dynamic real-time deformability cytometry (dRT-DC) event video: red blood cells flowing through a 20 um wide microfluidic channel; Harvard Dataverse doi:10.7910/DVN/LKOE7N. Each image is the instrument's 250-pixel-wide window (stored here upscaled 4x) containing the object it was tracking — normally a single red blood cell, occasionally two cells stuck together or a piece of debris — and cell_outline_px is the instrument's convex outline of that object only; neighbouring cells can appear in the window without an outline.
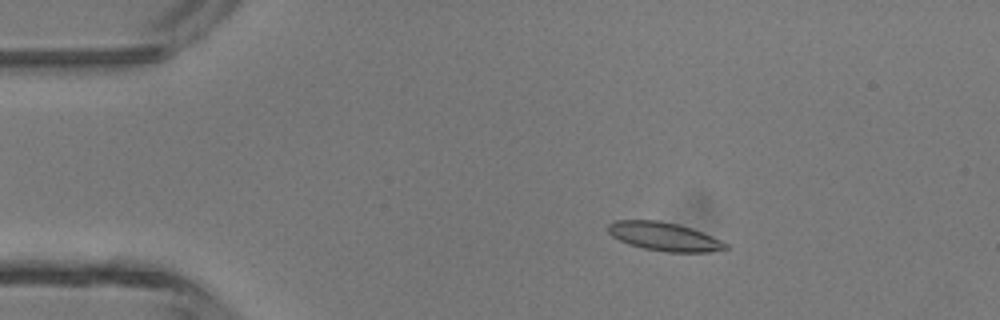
{"species": "common noctule bat (a hibernating species)", "species_latin": "Nyctalus noctula", "temperature_condition": "room temperature", "stored_images_in_passage": 5, "camera_frame_rate_fps": 3000, "um_per_image_px": 0.085, "animal": {"sex": "male", "body_mass_g": 13.3}, "frame": {"image": 1, "passage_image": 3, "time_ms": 0.667, "image_size_px": [1000, 320], "cell_outline_px": [[728, 248], [708, 252], [664, 252], [644, 248], [628, 244], [612, 236], [608, 232], [608, 224], [616, 220], [656, 220], [676, 224], [692, 228], [712, 236], [728, 244]], "centroid_in_image_um": [56.44, 20.11], "position_along_channel_um": 28.6, "area_um2": 19.42}}
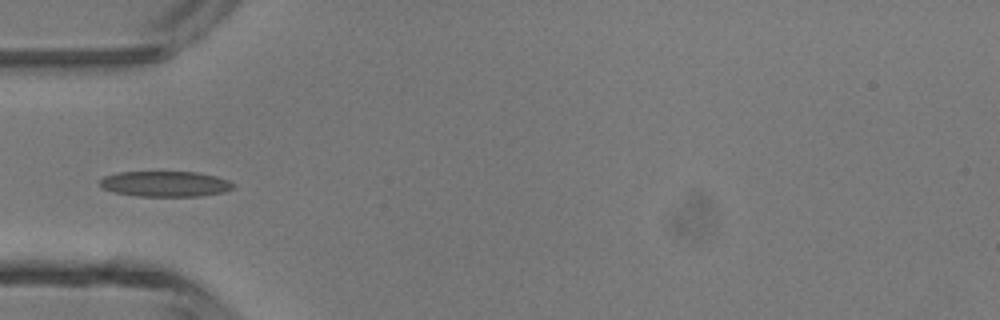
{"frame": {"image": 2, "passage_image": 5, "time_ms": 1.333, "image_size_px": [1000, 320], "cell_outline_px": [[236, 188], [224, 192], [200, 196], [136, 196], [116, 192], [104, 188], [100, 184], [100, 180], [104, 176], [116, 172], [196, 172], [216, 176], [228, 180], [236, 184]], "centroid_in_image_um": [14.1, 15.63], "position_along_channel_um": 70.9, "area_um2": 19.88}}